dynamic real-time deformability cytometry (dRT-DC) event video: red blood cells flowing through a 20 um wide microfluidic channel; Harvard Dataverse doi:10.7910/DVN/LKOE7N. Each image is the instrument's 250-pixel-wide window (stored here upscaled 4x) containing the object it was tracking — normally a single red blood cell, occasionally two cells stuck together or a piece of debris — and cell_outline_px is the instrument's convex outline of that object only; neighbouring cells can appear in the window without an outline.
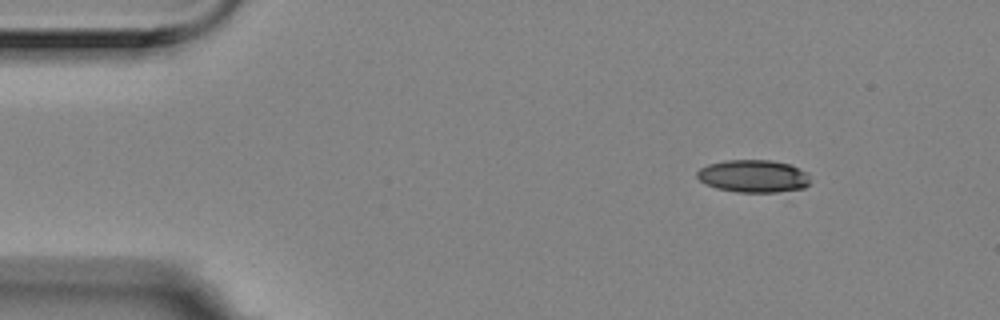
{"species": "Egyptian fruit bat (a non-hibernating species)", "species_latin": "Rousettus aegyptiacus", "temperature_condition": "room temperature", "stored_images_in_passage": 4, "camera_frame_rate_fps": 3000, "um_per_image_px": 0.085, "animal": {"sex": "female"}, "frame": {"image": 1, "passage_image": 1, "time_ms": 0.0, "image_size_px": [1000, 320], "cell_outline_px": [[808, 184], [804, 188], [776, 192], [736, 192], [716, 188], [700, 180], [696, 176], [696, 172], [700, 168], [708, 164], [728, 160], [772, 160], [788, 164], [808, 172]], "centroid_in_image_um": [64.03, 14.97], "position_along_channel_um": 21.0, "area_um2": 21.39}}
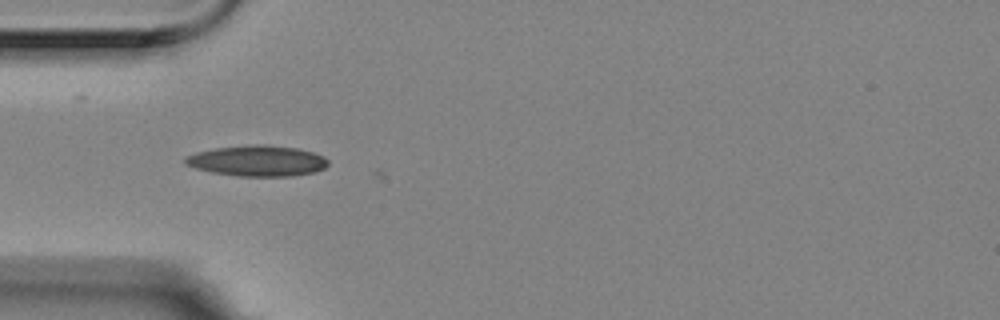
{"frame": {"image": 2, "passage_image": 4, "time_ms": 1.0, "image_size_px": [1000, 320], "cell_outline_px": [[328, 164], [324, 168], [316, 172], [292, 176], [236, 176], [212, 172], [196, 168], [184, 164], [184, 156], [196, 152], [216, 148], [256, 144], [260, 144], [296, 148], [312, 152], [324, 156], [328, 160]], "centroid_in_image_um": [21.87, 13.67], "position_along_channel_um": 63.1, "area_um2": 25.61}}